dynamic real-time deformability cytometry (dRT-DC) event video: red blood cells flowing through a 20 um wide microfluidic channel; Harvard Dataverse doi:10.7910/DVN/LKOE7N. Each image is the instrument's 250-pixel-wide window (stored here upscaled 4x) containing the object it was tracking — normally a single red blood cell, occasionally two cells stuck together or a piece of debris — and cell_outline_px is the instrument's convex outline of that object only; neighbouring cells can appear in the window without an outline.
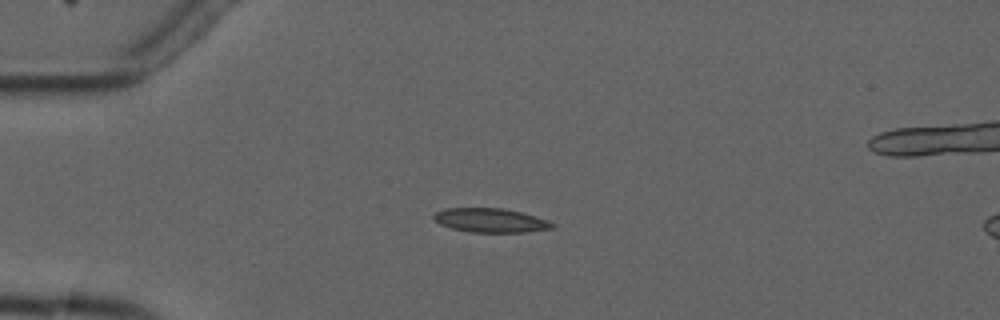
{"species": "common noctule bat (a hibernating species)", "species_latin": "Nyctalus noctula", "temperature_condition": "cold", "stored_images_in_passage": 11, "camera_frame_rate_fps": 3000, "um_per_image_px": 0.085, "animal": {"sex": "male", "forearm_length_mm": 52.5}, "frame": {"image": 1, "passage_image": 4, "time_ms": 4.333, "image_size_px": [1000, 320], "cell_outline_px": [[556, 228], [524, 232], [468, 232], [452, 228], [440, 224], [432, 220], [432, 216], [436, 212], [444, 208], [504, 208], [536, 216], [548, 220], [556, 224]], "centroid_in_image_um": [41.7, 18.73], "position_along_channel_um": 43.3, "area_um2": 16.82}}
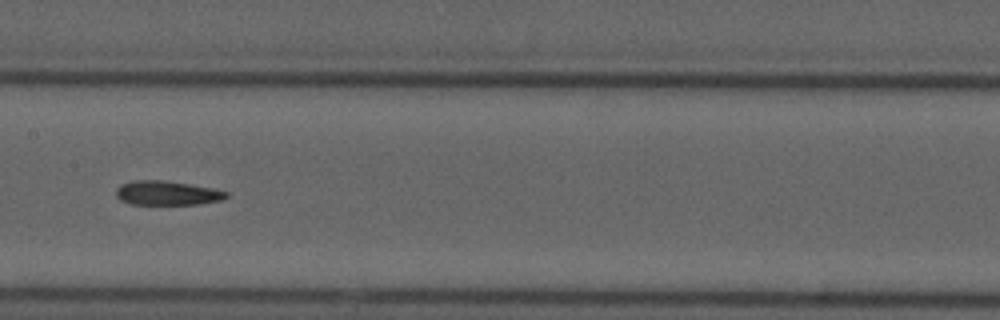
{"frame": {"image": 2, "passage_image": 8, "time_ms": 9.0, "image_size_px": [1000, 320], "cell_outline_px": [[228, 196], [224, 200], [200, 204], [128, 204], [120, 200], [116, 196], [116, 188], [120, 184], [132, 180], [160, 180], [188, 184], [212, 188], [228, 192]], "centroid_in_image_um": [14.18, 16.41], "position_along_channel_um": 193.2, "area_um2": 15.66}}
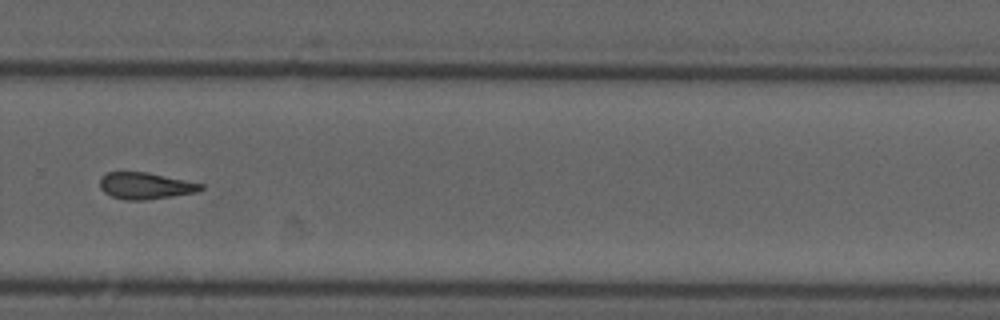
{"frame": {"image": 3, "passage_image": 11, "time_ms": 12.333, "image_size_px": [1000, 320], "cell_outline_px": [[204, 188], [196, 192], [172, 196], [144, 200], [124, 200], [112, 196], [104, 192], [100, 188], [100, 180], [108, 172], [148, 172], [204, 184]], "centroid_in_image_um": [12.37, 15.79], "position_along_channel_um": 317.4, "area_um2": 15.55}}